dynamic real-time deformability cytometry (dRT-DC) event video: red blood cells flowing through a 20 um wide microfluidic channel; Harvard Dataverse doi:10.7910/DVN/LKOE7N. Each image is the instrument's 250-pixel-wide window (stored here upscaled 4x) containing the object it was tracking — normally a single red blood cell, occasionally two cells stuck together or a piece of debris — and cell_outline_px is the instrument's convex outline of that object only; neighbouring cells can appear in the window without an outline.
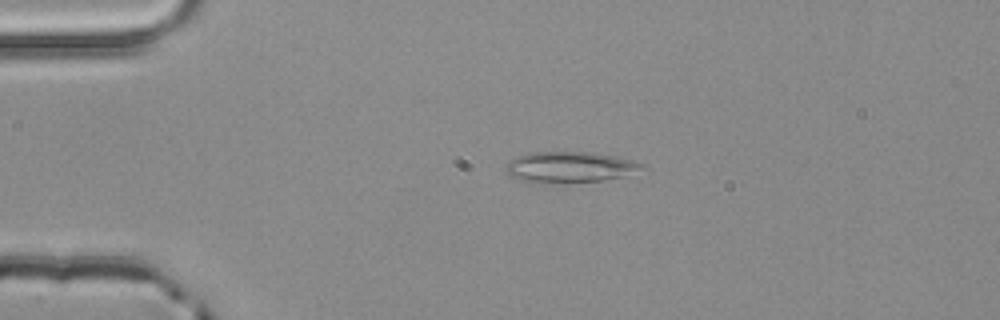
{"species": "common noctule bat (a hibernating species)", "species_latin": "Nyctalus noctula", "temperature_condition": "room temperature", "stored_images_in_passage": 2, "camera_frame_rate_fps": 3000, "um_per_image_px": 0.085, "animal": {"sex": "male", "body_mass_g": 20.4}, "frame": {"image": 1, "passage_image": 1, "time_ms": 0.0, "image_size_px": [1000, 320], "cell_outline_px": [[648, 168], [624, 176], [604, 180], [544, 184], [528, 184], [512, 176], [508, 172], [504, 164], [508, 160], [516, 156], [528, 152], [592, 152], [616, 156], [632, 160], [644, 164]], "centroid_in_image_um": [48.4, 14.21], "position_along_channel_um": 36.6, "area_um2": 25.14}}